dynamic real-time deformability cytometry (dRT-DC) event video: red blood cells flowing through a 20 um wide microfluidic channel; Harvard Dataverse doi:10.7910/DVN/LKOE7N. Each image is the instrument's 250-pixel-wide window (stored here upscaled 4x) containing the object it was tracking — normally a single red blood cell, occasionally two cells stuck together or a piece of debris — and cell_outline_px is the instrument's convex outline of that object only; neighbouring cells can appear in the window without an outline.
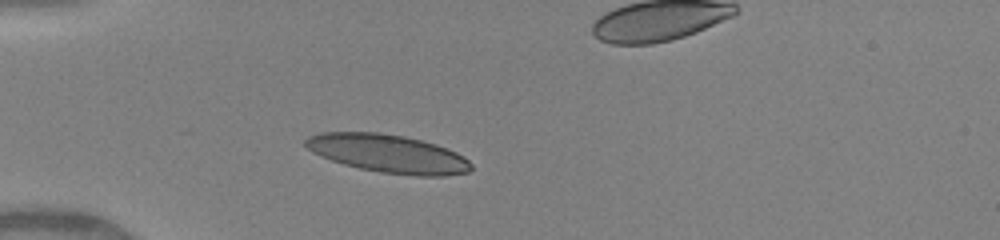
{"species": "human", "species_latin": "Homo sapiens", "temperature_condition": "warm", "stored_images_in_passage": 31, "camera_frame_rate_fps": 3000, "um_per_image_px": 0.085, "donor": {"sex": "female"}, "frame": {"image": 1, "passage_image": 1, "time_ms": 0.0, "image_size_px": [1000, 240], "cell_outline_px": [[472, 168], [468, 172], [444, 176], [416, 176], [380, 172], [360, 168], [344, 164], [332, 160], [312, 152], [300, 144], [308, 136], [320, 132], [380, 132], [404, 136], [436, 144], [456, 152], [464, 156], [472, 164]], "centroid_in_image_um": [32.96, 13.05], "position_along_channel_um": 52.0, "area_um2": 37.05}}
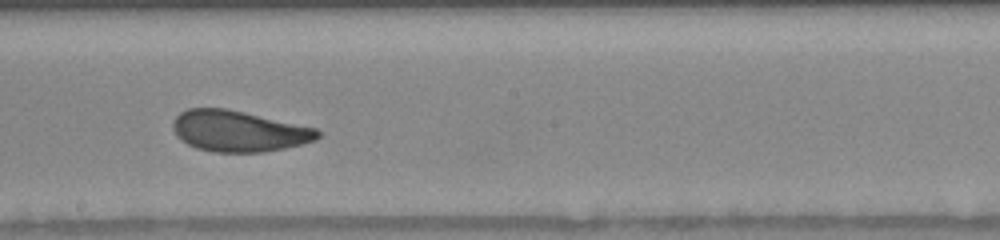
{"frame": {"image": 2, "passage_image": 15, "time_ms": 4.667, "image_size_px": [1000, 240], "cell_outline_px": [[320, 136], [316, 140], [284, 148], [264, 152], [212, 152], [196, 148], [180, 140], [176, 136], [172, 128], [172, 120], [180, 112], [188, 108], [224, 108], [244, 112], [316, 128], [320, 132]], "centroid_in_image_um": [20.24, 11.15], "position_along_channel_um": 228.0, "area_um2": 34.62}}
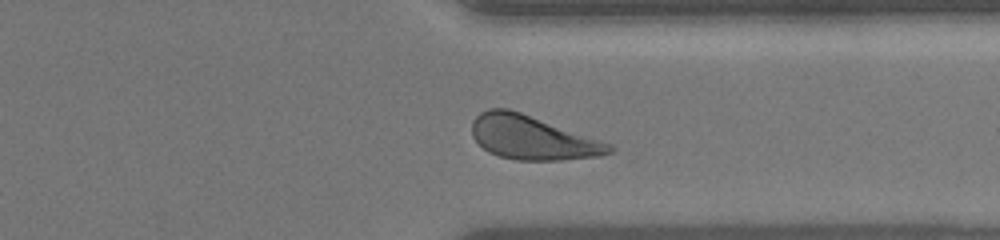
{"frame": {"image": 3, "passage_image": 25, "time_ms": 8.0, "image_size_px": [1000, 240], "cell_outline_px": [[616, 148], [612, 152], [600, 156], [560, 160], [516, 160], [500, 156], [488, 152], [472, 136], [472, 120], [480, 112], [488, 108], [508, 108], [520, 112], [612, 144]], "centroid_in_image_um": [45.24, 11.7], "position_along_channel_um": 366.2, "area_um2": 34.97}}